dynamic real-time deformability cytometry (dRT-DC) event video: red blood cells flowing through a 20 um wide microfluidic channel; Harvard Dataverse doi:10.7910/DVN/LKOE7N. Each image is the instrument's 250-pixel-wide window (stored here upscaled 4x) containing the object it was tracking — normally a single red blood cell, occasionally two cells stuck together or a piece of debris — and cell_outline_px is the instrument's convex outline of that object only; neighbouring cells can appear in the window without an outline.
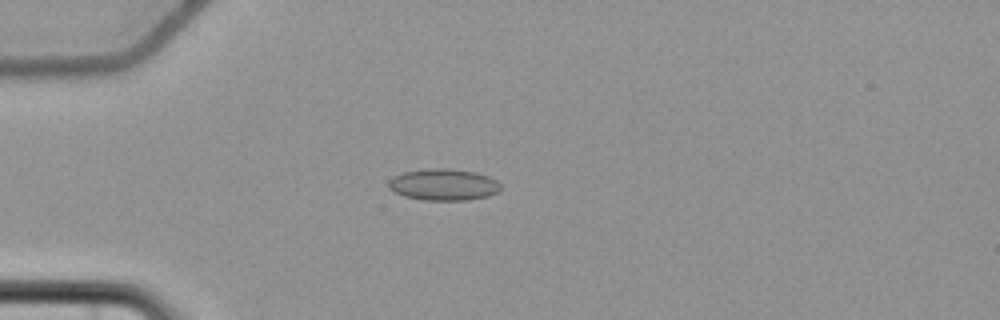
{"species": "common noctule bat (a hibernating species)", "species_latin": "Nyctalus noctula", "temperature_condition": "cold", "stored_images_in_passage": 5, "camera_frame_rate_fps": 3000, "um_per_image_px": 0.085, "animal": {"sex": "female", "body_mass_g": 22.7, "forearm_length_mm": 54.2}, "frame": {"image": 1, "passage_image": 4, "time_ms": 5.0, "image_size_px": [1000, 320], "cell_outline_px": [[500, 192], [488, 196], [468, 200], [424, 200], [404, 196], [388, 188], [388, 180], [392, 176], [404, 172], [436, 168], [448, 168], [476, 172], [488, 176], [496, 180], [500, 184]], "centroid_in_image_um": [37.71, 15.69], "position_along_channel_um": 47.3, "area_um2": 20.69}}